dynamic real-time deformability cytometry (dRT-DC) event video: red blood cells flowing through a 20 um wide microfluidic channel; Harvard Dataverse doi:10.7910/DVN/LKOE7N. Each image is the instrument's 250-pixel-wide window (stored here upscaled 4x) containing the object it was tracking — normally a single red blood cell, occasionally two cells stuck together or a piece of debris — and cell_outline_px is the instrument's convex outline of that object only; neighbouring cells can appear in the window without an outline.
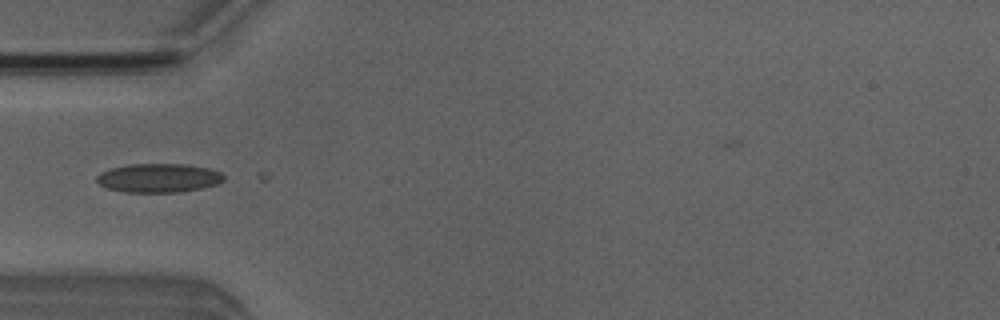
{"species": "Egyptian fruit bat (a non-hibernating species)", "species_latin": "Rousettus aegyptiacus", "temperature_condition": "room temperature", "stored_images_in_passage": 6, "camera_frame_rate_fps": 3000, "um_per_image_px": 0.085, "animal": {"sex": "male"}, "frame": {"image": 1, "passage_image": 4, "time_ms": 1.0, "image_size_px": [1000, 320], "cell_outline_px": [[224, 180], [220, 184], [204, 188], [180, 192], [124, 192], [108, 188], [100, 184], [96, 180], [96, 176], [100, 172], [112, 168], [132, 164], [184, 164], [208, 168], [220, 172], [224, 176]], "centroid_in_image_um": [13.52, 15.13], "position_along_channel_um": 71.5, "area_um2": 21.44}}